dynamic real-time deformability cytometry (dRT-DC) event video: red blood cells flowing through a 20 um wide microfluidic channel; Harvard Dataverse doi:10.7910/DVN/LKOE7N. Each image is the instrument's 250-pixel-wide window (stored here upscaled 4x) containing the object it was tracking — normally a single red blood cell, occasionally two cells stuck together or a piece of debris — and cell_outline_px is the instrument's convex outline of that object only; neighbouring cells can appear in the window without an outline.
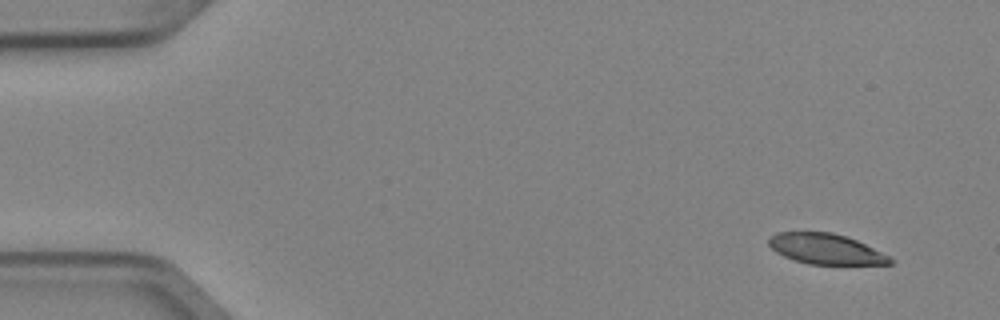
{"species": "Egyptian fruit bat (a non-hibernating species)", "species_latin": "Rousettus aegyptiacus", "temperature_condition": "cold", "stored_images_in_passage": 4, "camera_frame_rate_fps": 3000, "um_per_image_px": 0.085, "animal": {"sex": "female"}, "frame": {"image": 1, "passage_image": 1, "time_ms": 0.0, "image_size_px": [1000, 320], "cell_outline_px": [[896, 260], [892, 264], [808, 264], [784, 256], [776, 252], [768, 244], [768, 236], [776, 232], [832, 232], [848, 236]], "centroid_in_image_um": [70.16, 21.15], "position_along_channel_um": 14.8, "area_um2": 21.44}}
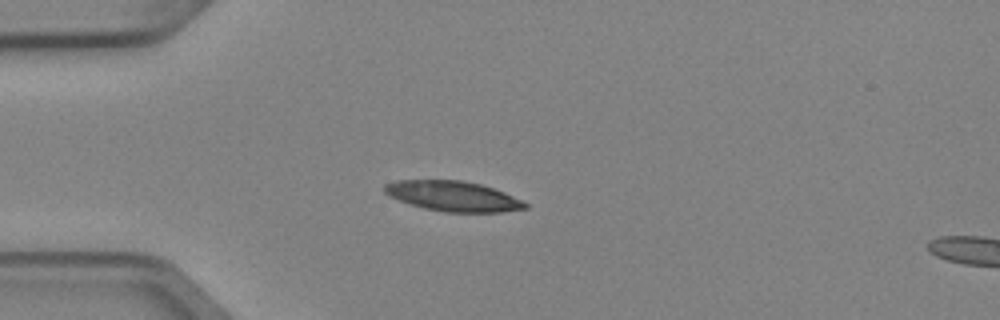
{"frame": {"image": 2, "passage_image": 4, "time_ms": 1.0, "image_size_px": [1000, 320], "cell_outline_px": [[528, 208], [504, 212], [444, 212], [424, 208], [388, 196], [384, 192], [384, 184], [396, 180], [460, 180], [480, 184], [504, 192], [528, 204]], "centroid_in_image_um": [38.5, 16.67], "position_along_channel_um": 46.5, "area_um2": 24.57}}